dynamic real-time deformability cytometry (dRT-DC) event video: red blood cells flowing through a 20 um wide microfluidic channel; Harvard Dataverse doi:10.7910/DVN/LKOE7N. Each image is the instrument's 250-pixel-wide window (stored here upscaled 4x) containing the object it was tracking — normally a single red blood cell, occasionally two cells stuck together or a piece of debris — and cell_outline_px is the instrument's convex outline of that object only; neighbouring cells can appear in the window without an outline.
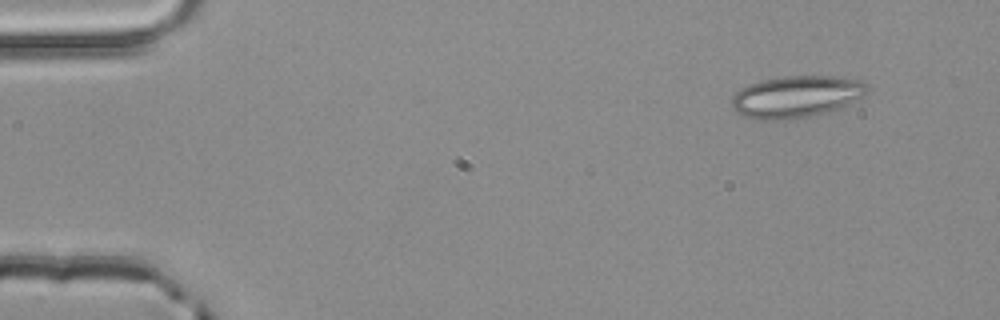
{"species": "common noctule bat (a hibernating species)", "species_latin": "Nyctalus noctula", "temperature_condition": "room temperature", "stored_images_in_passage": 4, "camera_frame_rate_fps": 3000, "um_per_image_px": 0.085, "animal": {"sex": "male", "body_mass_g": 20.4}, "frame": {"image": 1, "passage_image": 1, "time_ms": 0.0, "image_size_px": [1000, 320], "cell_outline_px": [[868, 92], [864, 96], [836, 108], [824, 112], [792, 120], [764, 120], [744, 116], [736, 112], [732, 108], [732, 96], [740, 88], [748, 84], [764, 80], [784, 76], [832, 76], [864, 80], [868, 84]], "centroid_in_image_um": [67.67, 8.21], "position_along_channel_um": 17.3, "area_um2": 33.0}}